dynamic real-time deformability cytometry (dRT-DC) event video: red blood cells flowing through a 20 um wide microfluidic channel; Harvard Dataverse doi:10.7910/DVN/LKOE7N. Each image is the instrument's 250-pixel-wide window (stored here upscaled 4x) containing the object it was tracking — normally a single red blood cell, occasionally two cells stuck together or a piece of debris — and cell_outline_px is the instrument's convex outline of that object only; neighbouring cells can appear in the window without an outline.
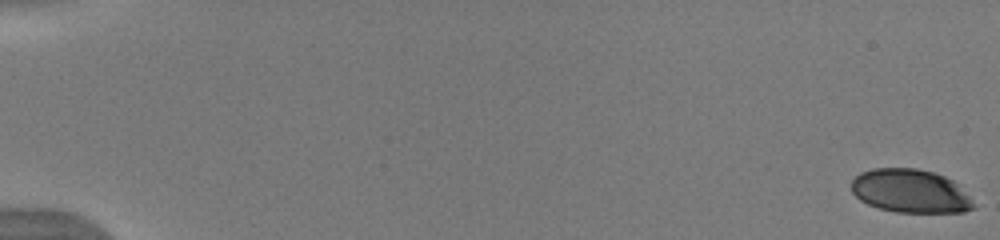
{"species": "human", "species_latin": "Homo sapiens", "temperature_condition": "warm", "stored_images_in_passage": 17, "camera_frame_rate_fps": 3000, "um_per_image_px": 0.085, "donor": {"sex": "male"}, "frame": {"image": 1, "passage_image": 1, "time_ms": 0.0, "image_size_px": [1000, 240], "cell_outline_px": [[976, 208], [964, 212], [896, 212], [880, 208], [868, 204], [860, 200], [852, 192], [852, 180], [860, 172], [872, 168], [916, 168], [932, 172], [944, 176], [952, 180], [972, 200]], "centroid_in_image_um": [77.36, 16.24], "position_along_channel_um": 7.6, "area_um2": 30.81}}
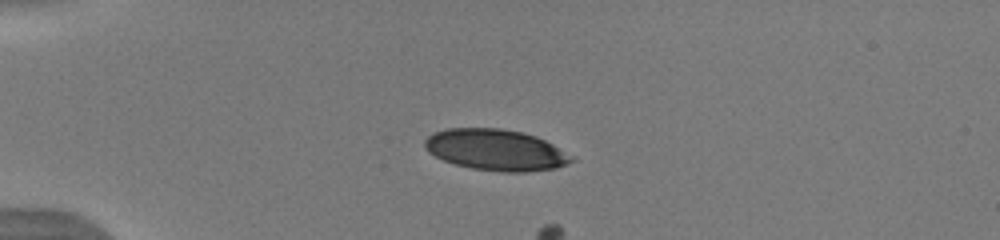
{"frame": {"image": 2, "passage_image": 15, "time_ms": 4.667, "image_size_px": [1000, 240], "cell_outline_px": [[576, 160], [568, 164], [556, 168], [528, 172], [504, 172], [472, 168], [456, 164], [444, 160], [428, 152], [424, 144], [424, 140], [432, 132], [448, 128], [500, 128], [524, 132], [536, 136], [552, 144]], "centroid_in_image_um": [42.13, 12.74], "position_along_channel_um": 42.9, "area_um2": 35.14}}